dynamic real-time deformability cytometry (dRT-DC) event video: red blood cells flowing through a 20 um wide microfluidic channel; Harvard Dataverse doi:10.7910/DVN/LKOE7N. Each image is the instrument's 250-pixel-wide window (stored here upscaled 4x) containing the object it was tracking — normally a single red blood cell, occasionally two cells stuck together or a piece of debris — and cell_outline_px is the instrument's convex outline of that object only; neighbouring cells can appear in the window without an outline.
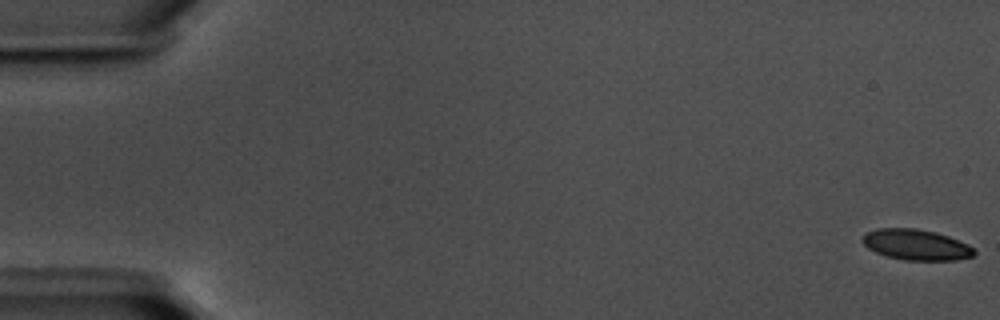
{"species": "common noctule bat (a hibernating species)", "species_latin": "Nyctalus noctula", "temperature_condition": "warm", "stored_images_in_passage": 19, "camera_frame_rate_fps": 3000, "um_per_image_px": 0.085, "animal": {"sex": "male", "body_mass_g": 17.5, "forearm_length_mm": 52.3}, "frame": {"image": 1, "passage_image": 1, "time_ms": 0.0, "image_size_px": [1000, 320], "cell_outline_px": [[976, 252], [972, 256], [956, 260], [904, 260], [888, 256], [876, 252], [868, 248], [860, 240], [868, 232], [876, 228], [916, 228], [936, 232], [948, 236], [968, 244]], "centroid_in_image_um": [77.86, 20.79], "position_along_channel_um": 7.1, "area_um2": 19.88}}
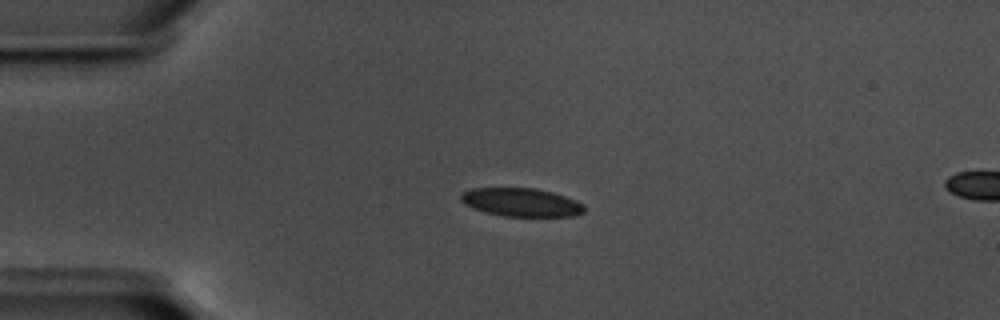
{"frame": {"image": 2, "passage_image": 15, "time_ms": 4.667, "image_size_px": [1000, 320], "cell_outline_px": [[584, 212], [576, 216], [504, 216], [484, 212], [464, 204], [460, 200], [460, 196], [464, 192], [472, 188], [536, 188], [552, 192], [576, 200], [584, 204]], "centroid_in_image_um": [44.32, 17.2], "position_along_channel_um": 40.7, "area_um2": 20.4}}